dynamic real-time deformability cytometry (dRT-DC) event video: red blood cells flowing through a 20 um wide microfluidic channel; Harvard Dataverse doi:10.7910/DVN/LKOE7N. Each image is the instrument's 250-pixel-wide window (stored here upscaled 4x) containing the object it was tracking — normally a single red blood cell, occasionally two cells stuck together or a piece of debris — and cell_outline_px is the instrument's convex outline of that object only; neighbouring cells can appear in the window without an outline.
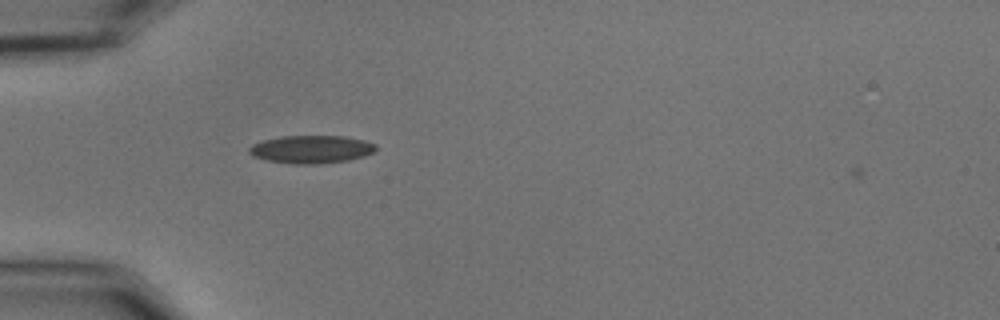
{"species": "common noctule bat (a hibernating species)", "species_latin": "Nyctalus noctula", "temperature_condition": "cold", "stored_images_in_passage": 7, "camera_frame_rate_fps": 3000, "um_per_image_px": 0.085, "animal": {"sex": "male", "body_mass_g": 15.6}, "frame": {"image": 1, "passage_image": 6, "time_ms": 1.667, "image_size_px": [1000, 320], "cell_outline_px": [[376, 152], [364, 156], [348, 160], [320, 164], [292, 164], [268, 160], [252, 156], [248, 152], [248, 148], [252, 144], [264, 140], [280, 136], [344, 136], [364, 140], [376, 144]], "centroid_in_image_um": [26.47, 12.69], "position_along_channel_um": 58.5, "area_um2": 20.75}}